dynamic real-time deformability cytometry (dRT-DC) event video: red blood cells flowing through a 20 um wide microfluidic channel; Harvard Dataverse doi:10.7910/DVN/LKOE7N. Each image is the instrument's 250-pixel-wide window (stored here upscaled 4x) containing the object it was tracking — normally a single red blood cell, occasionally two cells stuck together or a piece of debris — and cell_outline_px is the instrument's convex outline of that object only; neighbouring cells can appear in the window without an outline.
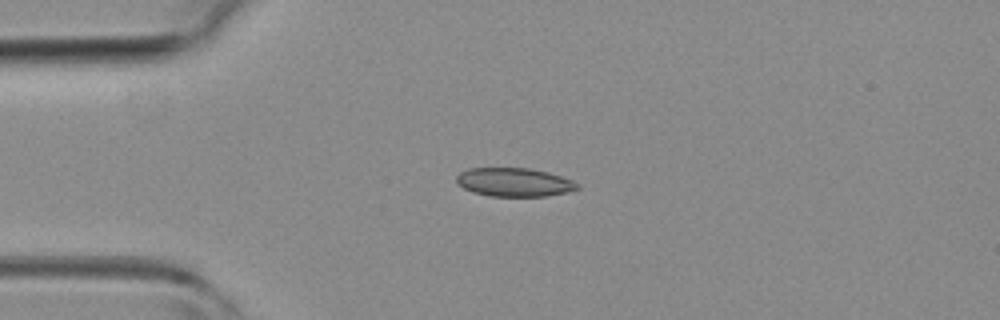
{"species": "common noctule bat (a hibernating species)", "species_latin": "Nyctalus noctula", "temperature_condition": "room temperature", "stored_images_in_passage": 35, "camera_frame_rate_fps": 3000, "um_per_image_px": 0.085, "animal": {"sex": "female", "body_mass_g": 19.3, "forearm_length_mm": 54.1}, "frame": {"image": 1, "passage_image": 1, "time_ms": 0.0, "image_size_px": [1000, 320], "cell_outline_px": [[580, 188], [568, 192], [544, 196], [488, 196], [472, 192], [456, 184], [456, 176], [460, 172], [468, 168], [528, 168], [548, 172], [572, 180]], "centroid_in_image_um": [43.66, 15.49], "position_along_channel_um": 41.3, "area_um2": 20.17}}
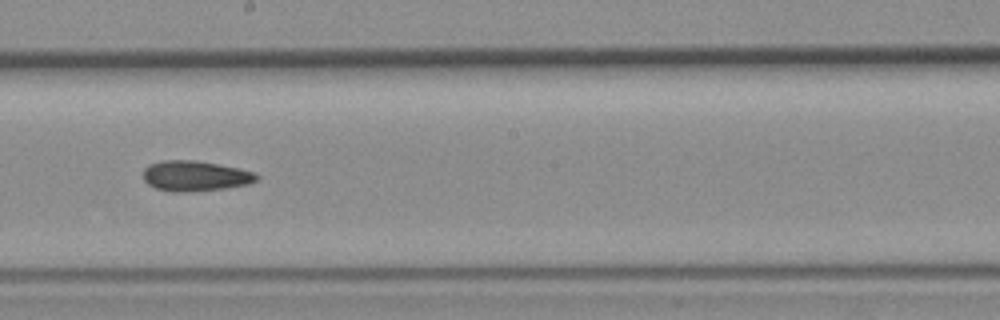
{"frame": {"image": 2, "passage_image": 15, "time_ms": 4.667, "image_size_px": [1000, 320], "cell_outline_px": [[260, 176], [256, 180], [248, 184], [224, 188], [188, 192], [172, 192], [156, 188], [148, 184], [144, 180], [144, 168], [148, 164], [164, 160], [192, 160], [216, 164], [256, 172]], "centroid_in_image_um": [16.57, 14.96], "position_along_channel_um": 231.6, "area_um2": 19.94}}
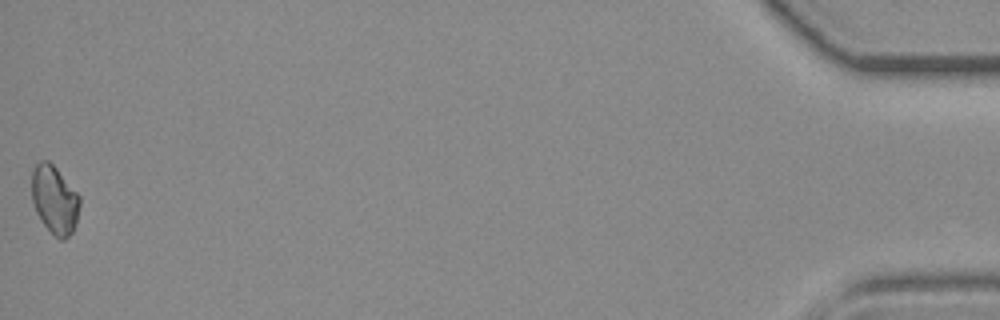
{"frame": {"image": 3, "passage_image": 35, "time_ms": 11.333, "image_size_px": [1000, 320], "cell_outline_px": [[80, 204], [76, 220], [72, 232], [64, 240], [60, 240], [40, 220], [36, 212], [32, 200], [32, 172], [36, 164], [40, 160], [48, 160], [56, 168], [80, 196]], "centroid_in_image_um": [4.63, 16.96], "position_along_channel_um": 430.6, "area_um2": 18.84}}